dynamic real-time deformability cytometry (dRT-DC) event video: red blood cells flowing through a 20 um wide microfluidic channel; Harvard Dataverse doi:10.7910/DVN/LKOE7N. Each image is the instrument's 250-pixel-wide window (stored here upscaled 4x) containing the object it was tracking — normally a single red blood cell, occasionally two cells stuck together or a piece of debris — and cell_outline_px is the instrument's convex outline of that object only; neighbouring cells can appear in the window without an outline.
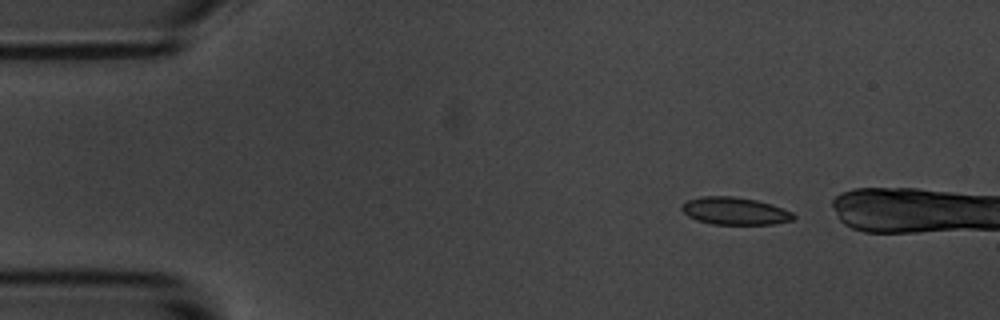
{"species": "common noctule bat (a hibernating species)", "species_latin": "Nyctalus noctula", "temperature_condition": "room temperature", "stored_images_in_passage": 3, "camera_frame_rate_fps": 3000, "um_per_image_px": 0.085, "animal": {"sex": "male", "body_mass_g": 20.1, "forearm_length_mm": 53.5}, "frame": {"image": 1, "passage_image": 1, "time_ms": 0.0, "image_size_px": [1000, 320], "cell_outline_px": [[796, 216], [792, 220], [772, 224], [712, 224], [696, 220], [688, 216], [680, 208], [680, 204], [688, 200], [700, 196], [736, 196], [756, 200], [772, 204], [784, 208], [792, 212]], "centroid_in_image_um": [62.44, 17.92], "position_along_channel_um": 22.6, "area_um2": 18.03}}